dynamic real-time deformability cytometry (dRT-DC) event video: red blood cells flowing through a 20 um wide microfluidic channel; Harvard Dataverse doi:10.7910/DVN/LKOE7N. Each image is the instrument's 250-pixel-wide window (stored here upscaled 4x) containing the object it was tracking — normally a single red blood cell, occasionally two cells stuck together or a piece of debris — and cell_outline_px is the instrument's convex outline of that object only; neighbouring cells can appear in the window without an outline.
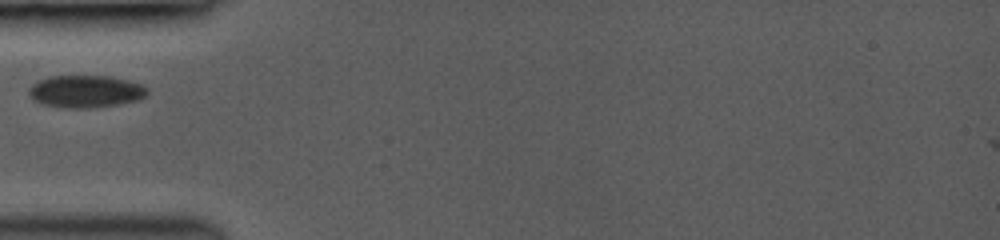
{"species": "common noctule bat (a hibernating species)", "species_latin": "Nyctalus noctula", "temperature_condition": "room temperature", "stored_images_in_passage": 6, "camera_frame_rate_fps": 3000, "um_per_image_px": 0.085, "animal": {"sex": "female", "body_mass_g": 19.0, "forearm_length_mm": 53.3}, "frame": {"image": 1, "passage_image": 1, "time_ms": 0.0, "image_size_px": [1000, 240], "cell_outline_px": [[148, 92], [140, 100], [120, 104], [92, 108], [60, 108], [44, 104], [28, 96], [28, 88], [36, 80], [48, 76], [108, 76], [128, 80], [140, 84], [148, 88]], "centroid_in_image_um": [7.26, 7.77], "position_along_channel_um": 77.7, "area_um2": 22.6}}
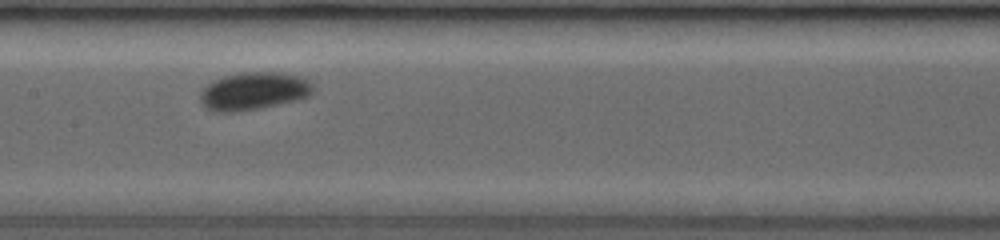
{"frame": {"image": 2, "passage_image": 4, "time_ms": 2.667, "image_size_px": [1000, 240], "cell_outline_px": [[312, 92], [308, 96], [296, 100], [260, 108], [236, 112], [216, 112], [204, 108], [200, 104], [200, 92], [208, 84], [224, 76], [236, 72], [284, 72], [304, 76], [312, 84]], "centroid_in_image_um": [21.55, 7.73], "position_along_channel_um": 185.9, "area_um2": 25.09}}
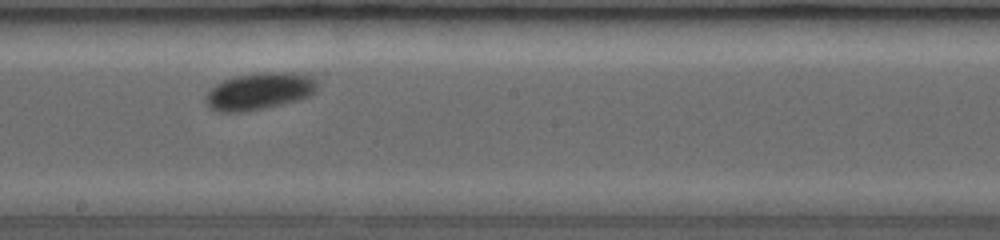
{"frame": {"image": 3, "passage_image": 5, "time_ms": 3.667, "image_size_px": [1000, 240], "cell_outline_px": [[320, 88], [316, 92], [300, 100], [264, 108], [244, 112], [216, 112], [208, 108], [204, 100], [204, 96], [216, 84], [224, 80], [236, 76], [256, 72], [292, 72], [312, 76], [316, 80]], "centroid_in_image_um": [22.06, 7.75], "position_along_channel_um": 226.1, "area_um2": 24.57}}